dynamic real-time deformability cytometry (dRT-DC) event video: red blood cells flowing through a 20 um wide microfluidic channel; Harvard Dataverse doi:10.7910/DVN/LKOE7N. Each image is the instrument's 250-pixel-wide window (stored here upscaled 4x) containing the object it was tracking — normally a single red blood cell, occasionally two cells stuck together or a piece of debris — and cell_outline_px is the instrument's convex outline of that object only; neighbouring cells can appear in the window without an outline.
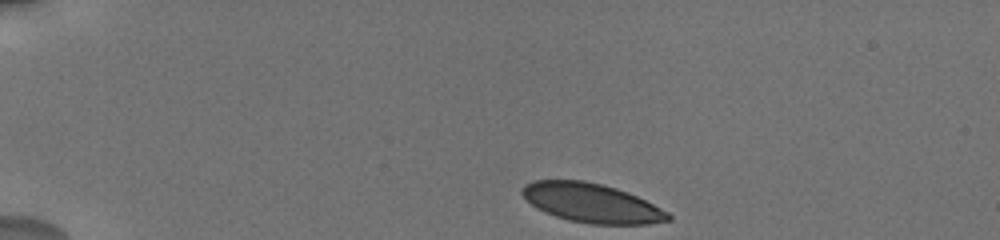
{"species": "human", "species_latin": "Homo sapiens", "temperature_condition": "cold", "stored_images_in_passage": 29, "camera_frame_rate_fps": 3000, "um_per_image_px": 0.085, "donor": {"sex": "male"}, "frame": {"image": 1, "passage_image": 1, "time_ms": 0.0, "image_size_px": [1000, 240], "cell_outline_px": [[672, 220], [648, 224], [592, 224], [568, 220], [544, 212], [536, 208], [520, 192], [520, 188], [524, 184], [532, 180], [584, 180], [616, 188], [628, 192], [668, 212], [672, 216]], "centroid_in_image_um": [50.26, 17.25], "position_along_channel_um": 34.7, "area_um2": 33.23}}
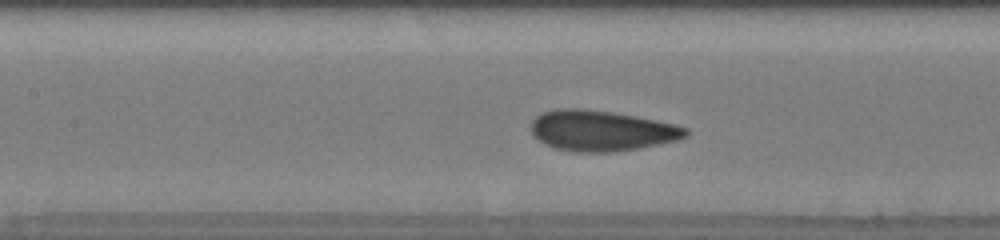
{"frame": {"image": 2, "passage_image": 16, "time_ms": 5.333, "image_size_px": [1000, 240], "cell_outline_px": [[688, 136], [680, 140], [636, 148], [612, 152], [576, 152], [552, 148], [532, 136], [532, 120], [536, 116], [544, 112], [556, 108], [580, 108], [612, 112], [636, 116], [672, 124], [688, 128]], "centroid_in_image_um": [51.1, 11.11], "position_along_channel_um": 156.3, "area_um2": 36.59}}
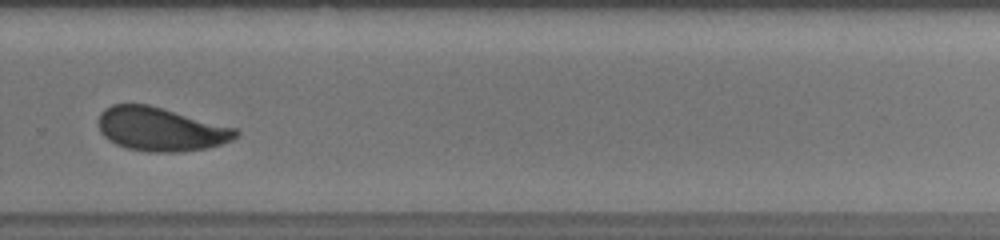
{"frame": {"image": 3, "passage_image": 28, "time_ms": 9.667, "image_size_px": [1000, 240], "cell_outline_px": [[240, 136], [232, 140], [208, 148], [180, 152], [152, 152], [128, 148], [116, 144], [108, 140], [100, 132], [100, 112], [104, 108], [112, 104], [148, 104], [236, 128], [240, 132]], "centroid_in_image_um": [13.68, 10.98], "position_along_channel_um": 316.1, "area_um2": 34.91}}